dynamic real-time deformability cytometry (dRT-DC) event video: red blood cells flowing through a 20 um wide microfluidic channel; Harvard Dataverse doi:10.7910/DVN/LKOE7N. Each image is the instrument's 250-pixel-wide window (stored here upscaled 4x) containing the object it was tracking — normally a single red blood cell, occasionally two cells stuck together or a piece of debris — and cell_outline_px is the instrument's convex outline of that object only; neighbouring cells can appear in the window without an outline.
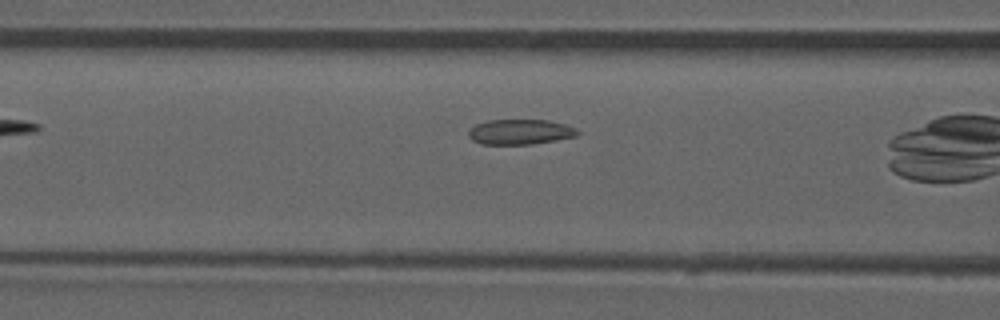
{"species": "common noctule bat (a hibernating species)", "species_latin": "Nyctalus noctula", "temperature_condition": "room temperature", "stored_images_in_passage": 19, "camera_frame_rate_fps": 3000, "um_per_image_px": 0.085, "animal": {"sex": "male", "forearm_length_mm": 52.5}, "frame": {"image": 1, "passage_image": 14, "time_ms": 4.333, "image_size_px": [1000, 320], "cell_outline_px": [[580, 132], [576, 136], [556, 140], [532, 144], [480, 144], [472, 140], [468, 136], [468, 132], [476, 124], [488, 120], [548, 120], [564, 124], [576, 128]], "centroid_in_image_um": [44.21, 11.21], "position_along_channel_um": 122.4, "area_um2": 15.95}}